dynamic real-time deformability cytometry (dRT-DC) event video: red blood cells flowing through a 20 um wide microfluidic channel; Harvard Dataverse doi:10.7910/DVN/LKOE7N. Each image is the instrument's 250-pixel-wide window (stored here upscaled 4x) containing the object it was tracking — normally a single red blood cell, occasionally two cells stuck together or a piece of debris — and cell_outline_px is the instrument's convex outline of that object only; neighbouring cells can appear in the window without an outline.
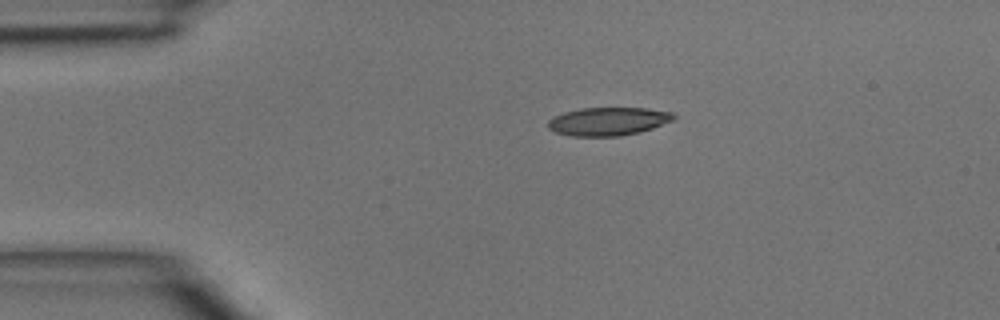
{"species": "common noctule bat (a hibernating species)", "species_latin": "Nyctalus noctula", "temperature_condition": "room temperature", "stored_images_in_passage": 38, "camera_frame_rate_fps": 3000, "um_per_image_px": 0.085, "animal": {"sex": "male", "body_mass_g": 15.6}, "frame": {"image": 1, "passage_image": 1, "time_ms": 0.0, "image_size_px": [1000, 320], "cell_outline_px": [[676, 116], [672, 120], [652, 128], [640, 132], [620, 136], [572, 136], [556, 132], [548, 128], [548, 120], [552, 116], [564, 112], [580, 108], [648, 108], [672, 112]], "centroid_in_image_um": [51.67, 10.31], "position_along_channel_um": 33.3, "area_um2": 20.69}}
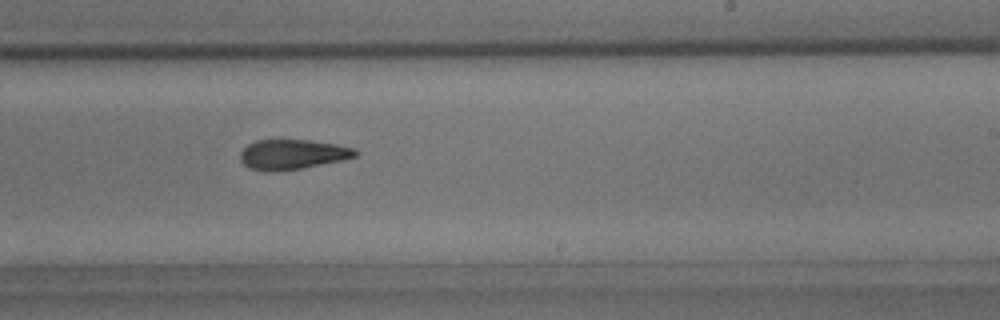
{"frame": {"image": 2, "passage_image": 20, "time_ms": 6.333, "image_size_px": [1000, 320], "cell_outline_px": [[360, 152], [356, 156], [344, 160], [304, 168], [276, 172], [264, 172], [248, 168], [240, 160], [240, 152], [248, 144], [256, 140], [312, 140], [336, 144], [356, 148]], "centroid_in_image_um": [24.88, 13.14], "position_along_channel_um": 264.1, "area_um2": 20.52}}
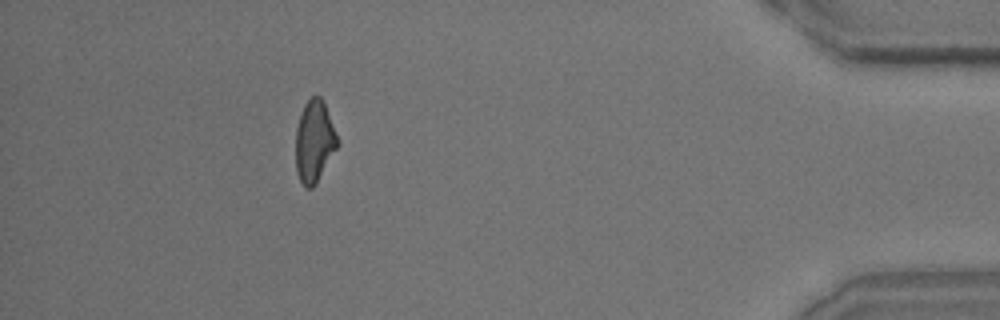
{"frame": {"image": 3, "passage_image": 34, "time_ms": 11.0, "image_size_px": [1000, 320], "cell_outline_px": [[340, 144], [316, 184], [312, 188], [304, 188], [296, 172], [296, 128], [304, 104], [312, 96], [320, 96], [324, 100]], "centroid_in_image_um": [26.73, 12.03], "position_along_channel_um": 408.5, "area_um2": 20.11}}